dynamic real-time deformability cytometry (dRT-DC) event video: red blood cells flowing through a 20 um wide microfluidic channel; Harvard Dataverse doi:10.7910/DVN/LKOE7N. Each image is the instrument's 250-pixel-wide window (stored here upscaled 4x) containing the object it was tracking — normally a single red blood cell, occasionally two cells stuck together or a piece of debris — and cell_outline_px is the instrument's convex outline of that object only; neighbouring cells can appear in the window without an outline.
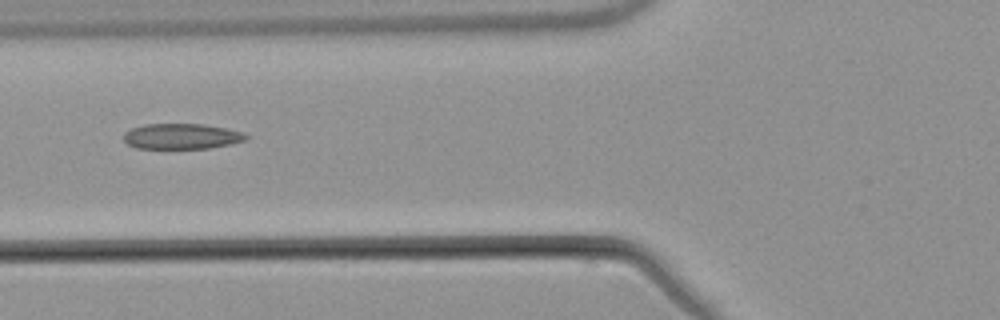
{"species": "common noctule bat (a hibernating species)", "species_latin": "Nyctalus noctula", "temperature_condition": "warm", "stored_images_in_passage": 3, "camera_frame_rate_fps": 3000, "um_per_image_px": 0.085, "animal": {"sex": "male", "body_mass_g": 21.5, "forearm_length_mm": 52.0}, "frame": {"image": 1, "passage_image": 3, "time_ms": 2.333, "image_size_px": [1000, 320], "cell_outline_px": [[248, 136], [244, 140], [228, 144], [208, 148], [136, 148], [128, 144], [124, 140], [124, 132], [132, 128], [144, 124], [204, 124], [224, 128], [240, 132]], "centroid_in_image_um": [15.37, 11.58], "position_along_channel_um": 110.4, "area_um2": 17.86}}